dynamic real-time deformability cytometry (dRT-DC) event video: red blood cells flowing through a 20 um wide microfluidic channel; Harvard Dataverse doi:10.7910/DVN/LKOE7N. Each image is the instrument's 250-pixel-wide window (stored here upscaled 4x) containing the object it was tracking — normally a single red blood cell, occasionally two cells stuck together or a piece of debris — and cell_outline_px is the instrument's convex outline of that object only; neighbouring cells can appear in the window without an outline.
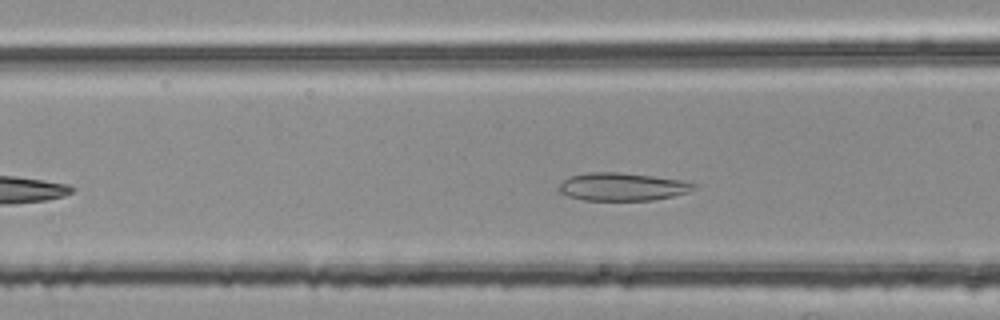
{"species": "common noctule bat (a hibernating species)", "species_latin": "Nyctalus noctula", "temperature_condition": "room temperature", "stored_images_in_passage": 37, "camera_frame_rate_fps": 3000, "um_per_image_px": 0.085, "animal": {"sex": "female", "body_mass_g": 25.1}, "frame": {"image": 1, "passage_image": 11, "time_ms": 3.333, "image_size_px": [1000, 320], "cell_outline_px": [[700, 184], [696, 188], [688, 192], [672, 196], [652, 200], [584, 200], [568, 196], [560, 192], [560, 184], [568, 176], [588, 172], [620, 172], [684, 180]], "centroid_in_image_um": [52.94, 15.86], "position_along_channel_um": 113.7, "area_um2": 22.02}}
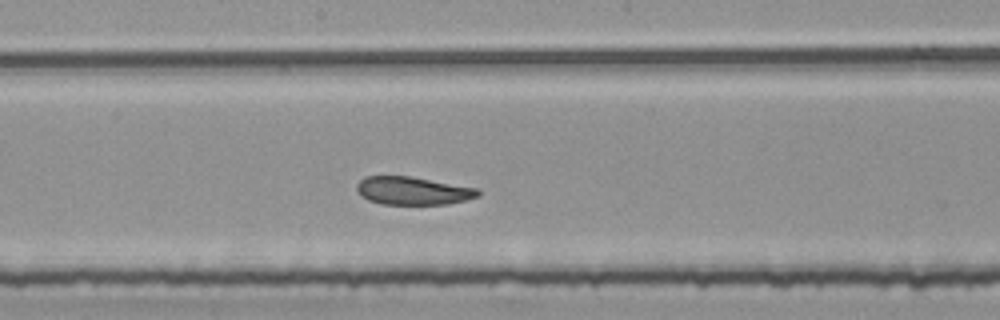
{"frame": {"image": 2, "passage_image": 19, "time_ms": 6.0, "image_size_px": [1000, 320], "cell_outline_px": [[480, 196], [468, 200], [448, 204], [380, 204], [368, 200], [360, 196], [356, 188], [356, 184], [364, 176], [412, 176], [480, 188]], "centroid_in_image_um": [35.12, 16.21], "position_along_channel_um": 213.1, "area_um2": 20.23}}
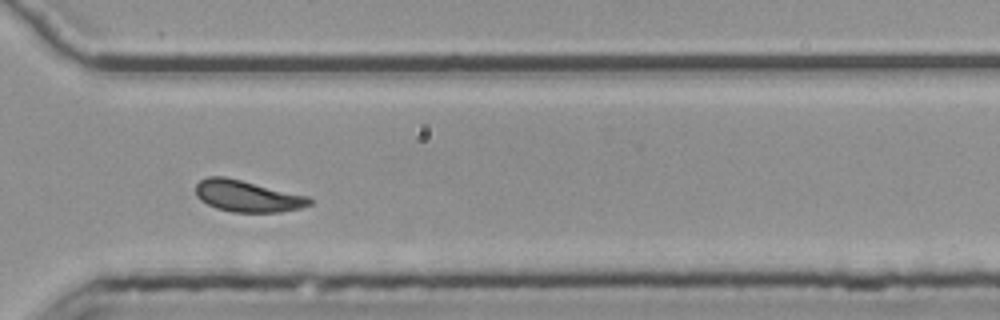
{"frame": {"image": 3, "passage_image": 30, "time_ms": 9.667, "image_size_px": [1000, 320], "cell_outline_px": [[312, 204], [300, 208], [280, 212], [232, 212], [216, 208], [200, 200], [196, 196], [196, 184], [200, 180], [208, 176], [224, 176], [308, 196], [312, 200]], "centroid_in_image_um": [21.01, 16.67], "position_along_channel_um": 349.6, "area_um2": 20.81}, "authors_computed_cell_mechanics": {"area_um2": 20.7502, "velocity_mm_per_s": 3.7278, "shape_relaxation_time_tau1_ms": null, "shape_relaxation_time_tau2_ms": 2.9195, "deformation_change_tau1": null, "deformation_change_tau2": 0.0972}}